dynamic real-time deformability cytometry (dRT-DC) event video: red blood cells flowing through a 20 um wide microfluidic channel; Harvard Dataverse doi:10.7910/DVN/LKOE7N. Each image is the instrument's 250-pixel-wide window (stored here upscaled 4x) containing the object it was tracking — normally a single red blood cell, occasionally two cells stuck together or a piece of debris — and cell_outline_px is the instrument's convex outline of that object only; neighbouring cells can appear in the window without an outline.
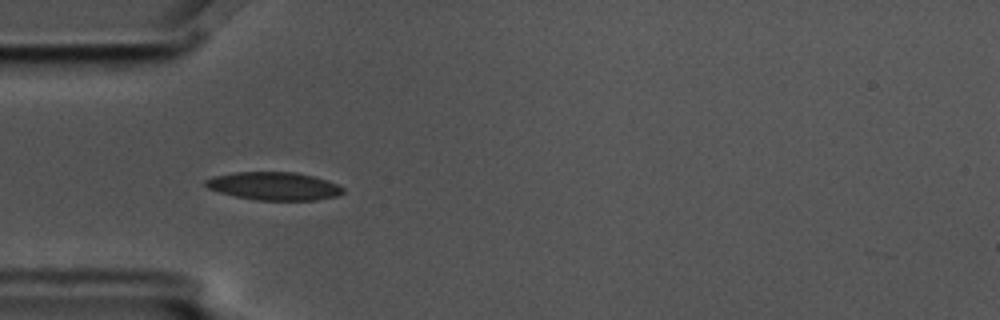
{"species": "common noctule bat (a hibernating species)", "species_latin": "Nyctalus noctula", "temperature_condition": "cold", "stored_images_in_passage": 5, "camera_frame_rate_fps": 3000, "um_per_image_px": 0.085, "animal": {"sex": "male", "body_mass_g": 17.5, "forearm_length_mm": 52.3}, "frame": {"image": 1, "passage_image": 4, "time_ms": 1.0, "image_size_px": [1000, 320], "cell_outline_px": [[344, 192], [336, 196], [316, 200], [256, 200], [236, 196], [220, 192], [208, 188], [204, 184], [204, 180], [212, 176], [236, 172], [296, 172], [312, 176], [336, 184], [344, 188]], "centroid_in_image_um": [23.26, 15.81], "position_along_channel_um": 61.7, "area_um2": 22.31}}